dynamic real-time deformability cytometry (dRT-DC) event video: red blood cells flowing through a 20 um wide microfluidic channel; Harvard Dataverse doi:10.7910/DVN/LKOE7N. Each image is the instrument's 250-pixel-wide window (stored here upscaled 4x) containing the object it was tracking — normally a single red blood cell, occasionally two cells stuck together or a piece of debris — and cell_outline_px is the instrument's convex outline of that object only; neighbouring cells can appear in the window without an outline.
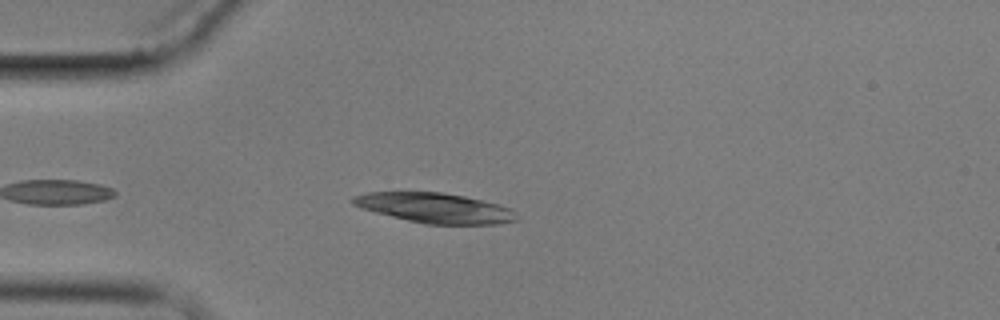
{"species": "common noctule bat (a hibernating species)", "species_latin": "Nyctalus noctula", "temperature_condition": "cold", "stored_images_in_passage": 4, "camera_frame_rate_fps": 3000, "um_per_image_px": 0.085, "animal": {"sex": "male", "body_mass_g": 17.9}, "frame": {"image": 1, "passage_image": 4, "time_ms": 3.333, "image_size_px": [1000, 320], "cell_outline_px": [[520, 220], [496, 224], [424, 224], [360, 208], [352, 204], [348, 200], [352, 196], [368, 192], [440, 192], [464, 196], [512, 208]], "centroid_in_image_um": [36.95, 17.67], "position_along_channel_um": 48.1, "area_um2": 28.55}}